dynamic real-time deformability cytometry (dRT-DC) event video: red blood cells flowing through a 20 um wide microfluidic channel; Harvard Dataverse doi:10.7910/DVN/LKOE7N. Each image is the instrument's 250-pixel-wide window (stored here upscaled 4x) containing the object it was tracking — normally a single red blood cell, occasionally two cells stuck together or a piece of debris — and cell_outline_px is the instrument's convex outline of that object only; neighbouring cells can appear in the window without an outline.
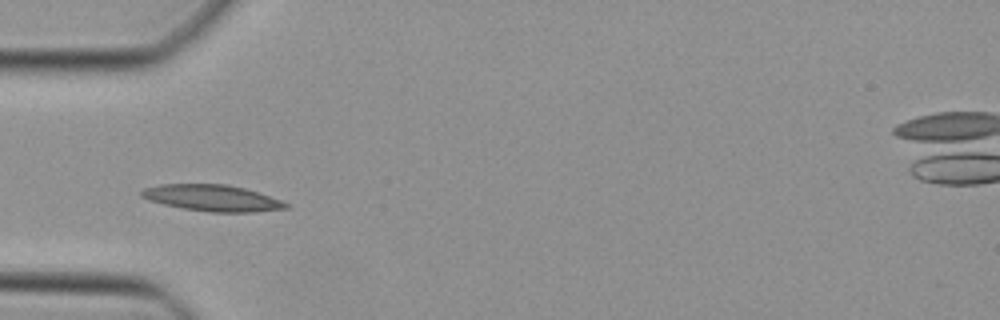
{"species": "Egyptian fruit bat (a non-hibernating species)", "species_latin": "Rousettus aegyptiacus", "temperature_condition": "cold", "stored_images_in_passage": 4, "camera_frame_rate_fps": 3000, "um_per_image_px": 0.085, "animal": {"sex": "female"}, "frame": {"image": 1, "passage_image": 1, "time_ms": 0.0, "image_size_px": [1000, 320], "cell_outline_px": [[292, 204], [288, 208], [252, 212], [208, 212], [184, 208], [164, 204], [148, 200], [140, 196], [140, 192], [144, 188], [160, 184], [228, 184], [244, 188]], "centroid_in_image_um": [18.03, 16.83], "position_along_channel_um": 67.0, "area_um2": 22.08}}
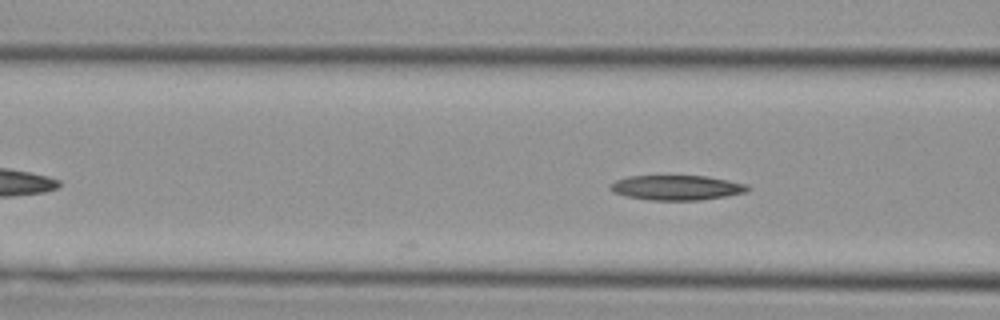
{"frame": {"image": 2, "passage_image": 4, "time_ms": 1.0, "image_size_px": [1000, 320], "cell_outline_px": [[752, 188], [744, 192], [724, 196], [700, 200], [652, 200], [628, 196], [612, 192], [608, 188], [608, 184], [616, 180], [628, 176], [704, 176], [728, 180], [748, 184]], "centroid_in_image_um": [57.49, 15.94], "position_along_channel_um": 109.1, "area_um2": 19.83}}